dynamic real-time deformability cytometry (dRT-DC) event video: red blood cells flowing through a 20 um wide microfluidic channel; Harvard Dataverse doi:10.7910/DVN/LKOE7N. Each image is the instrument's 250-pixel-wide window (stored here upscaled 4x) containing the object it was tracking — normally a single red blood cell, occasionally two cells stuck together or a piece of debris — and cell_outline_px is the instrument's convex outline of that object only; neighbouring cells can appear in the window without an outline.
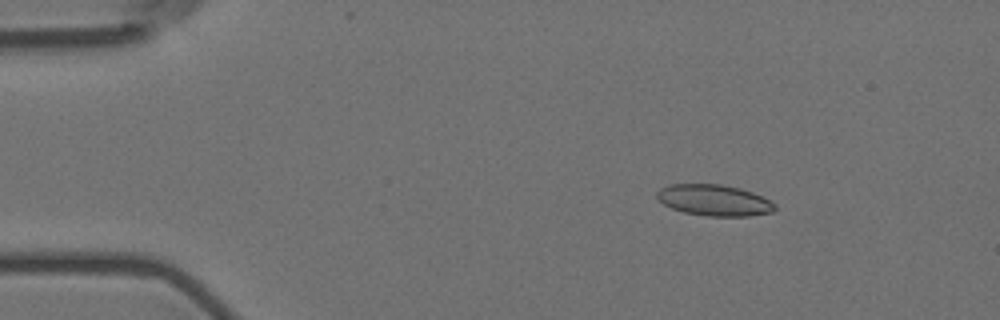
{"species": "Egyptian fruit bat (a non-hibernating species)", "species_latin": "Rousettus aegyptiacus", "temperature_condition": "room temperature", "stored_images_in_passage": 53, "camera_frame_rate_fps": 3000, "um_per_image_px": 0.085, "animal": {"sex": "female"}, "frame": {"image": 1, "passage_image": 7, "time_ms": 2.0, "image_size_px": [1000, 320], "cell_outline_px": [[776, 208], [772, 212], [748, 216], [708, 216], [684, 212], [672, 208], [664, 204], [656, 196], [656, 192], [660, 188], [668, 184], [720, 184], [740, 188], [752, 192], [776, 204]], "centroid_in_image_um": [60.69, 17.01], "position_along_channel_um": 24.3, "area_um2": 21.33}}
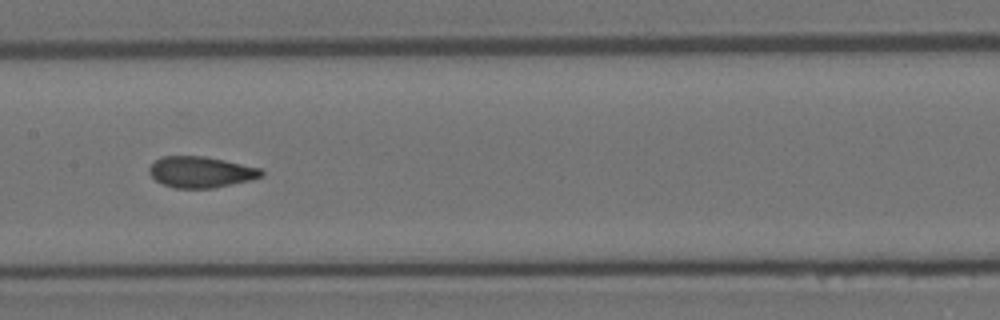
{"frame": {"image": 2, "passage_image": 27, "time_ms": 8.667, "image_size_px": [1000, 320], "cell_outline_px": [[264, 176], [252, 180], [212, 188], [172, 188], [156, 180], [148, 172], [148, 168], [160, 156], [204, 156], [224, 160], [260, 168], [264, 172]], "centroid_in_image_um": [17.08, 14.62], "position_along_channel_um": 190.3, "area_um2": 20.35}}
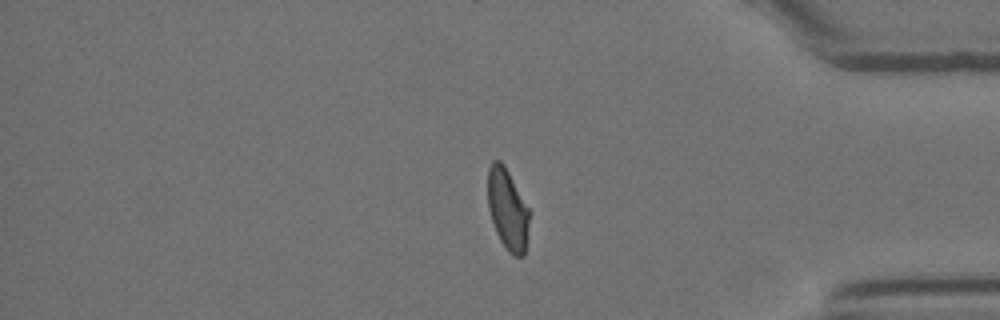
{"frame": {"image": 3, "passage_image": 46, "time_ms": 15.0, "image_size_px": [1000, 320], "cell_outline_px": [[528, 224], [524, 256], [512, 256], [508, 252], [500, 240], [496, 232], [488, 208], [488, 168], [492, 160], [500, 160], [504, 164], [528, 208]], "centroid_in_image_um": [43.12, 17.79], "position_along_channel_um": 392.1, "area_um2": 19.31}}